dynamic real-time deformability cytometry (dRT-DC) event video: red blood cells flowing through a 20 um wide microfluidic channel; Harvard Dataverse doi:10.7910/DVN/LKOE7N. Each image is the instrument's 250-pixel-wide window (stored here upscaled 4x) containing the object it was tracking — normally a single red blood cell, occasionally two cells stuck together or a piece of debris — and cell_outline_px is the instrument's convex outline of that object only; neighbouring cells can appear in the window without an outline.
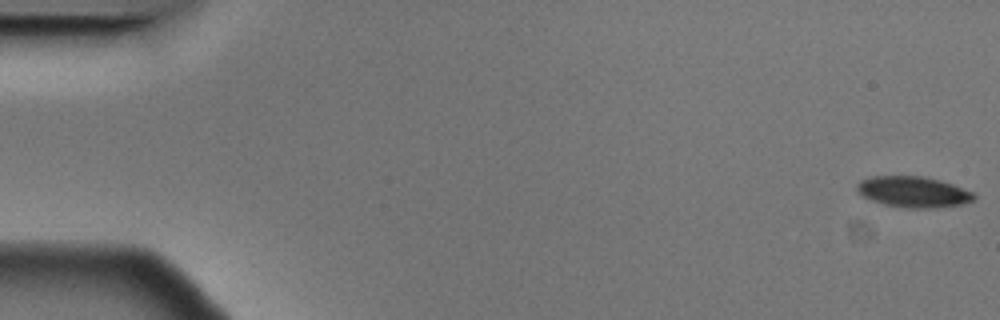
{"species": "Egyptian fruit bat (a non-hibernating species)", "species_latin": "Rousettus aegyptiacus", "temperature_condition": "cold", "stored_images_in_passage": 11, "camera_frame_rate_fps": 3000, "um_per_image_px": 0.085, "animal": {"sex": "male"}, "frame": {"image": 1, "passage_image": 1, "time_ms": 0.0, "image_size_px": [1000, 320], "cell_outline_px": [[976, 196], [972, 200], [960, 204], [932, 208], [908, 208], [884, 204], [860, 196], [856, 188], [856, 184], [860, 180], [872, 176], [924, 176], [940, 180], [952, 184], [972, 192]], "centroid_in_image_um": [77.57, 16.3], "position_along_channel_um": 7.4, "area_um2": 20.98}}